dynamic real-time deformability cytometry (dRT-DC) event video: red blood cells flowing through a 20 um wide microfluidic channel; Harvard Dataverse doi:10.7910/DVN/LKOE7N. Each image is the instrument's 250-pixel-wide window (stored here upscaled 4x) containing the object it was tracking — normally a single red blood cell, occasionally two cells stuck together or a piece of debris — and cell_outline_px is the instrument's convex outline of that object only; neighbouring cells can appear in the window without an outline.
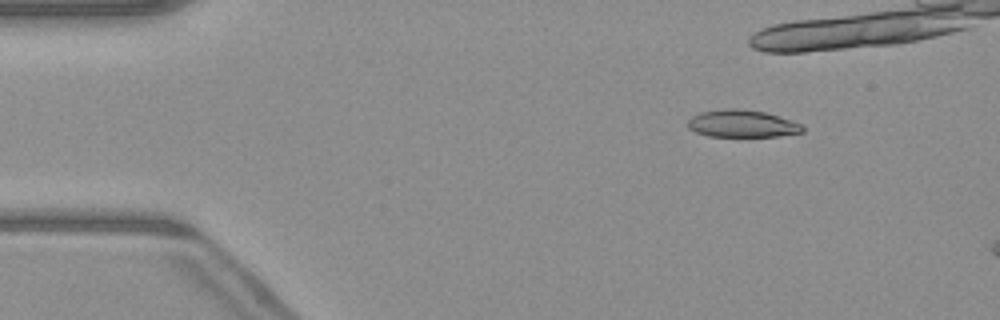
{"species": "common noctule bat (a hibernating species)", "species_latin": "Nyctalus noctula", "temperature_condition": "warm", "stored_images_in_passage": 12, "camera_frame_rate_fps": 3000, "um_per_image_px": 0.085, "animal": {"sex": "male", "body_mass_g": 23.1, "forearm_length_mm": 52.7}, "frame": {"image": 1, "passage_image": 6, "time_ms": 1.667, "image_size_px": [1000, 320], "cell_outline_px": [[804, 132], [776, 136], [708, 136], [696, 132], [688, 128], [688, 120], [692, 116], [700, 112], [724, 108], [732, 108], [764, 112], [804, 124]], "centroid_in_image_um": [63.08, 10.51], "position_along_channel_um": 21.9, "area_um2": 18.21}}